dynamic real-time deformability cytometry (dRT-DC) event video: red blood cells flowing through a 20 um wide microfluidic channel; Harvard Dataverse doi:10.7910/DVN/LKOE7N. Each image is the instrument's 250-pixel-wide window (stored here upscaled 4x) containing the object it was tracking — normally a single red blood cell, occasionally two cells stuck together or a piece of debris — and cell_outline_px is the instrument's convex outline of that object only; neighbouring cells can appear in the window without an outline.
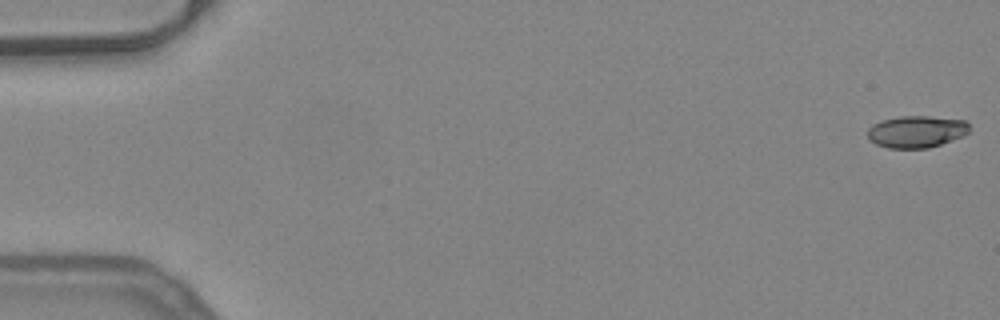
{"species": "common noctule bat (a hibernating species)", "species_latin": "Nyctalus noctula", "temperature_condition": "warm", "stored_images_in_passage": 52, "camera_frame_rate_fps": 3000, "um_per_image_px": 0.085, "animal": {"sex": "female", "body_mass_g": 24.6, "forearm_length_mm": 56.2}, "frame": {"image": 1, "passage_image": 1, "time_ms": 0.0, "image_size_px": [1000, 320], "cell_outline_px": [[968, 132], [964, 136], [928, 148], [888, 148], [876, 144], [868, 140], [868, 128], [872, 124], [880, 120], [900, 116], [928, 116], [964, 120], [968, 124]], "centroid_in_image_um": [77.86, 11.19], "position_along_channel_um": 7.1, "area_um2": 19.02}}
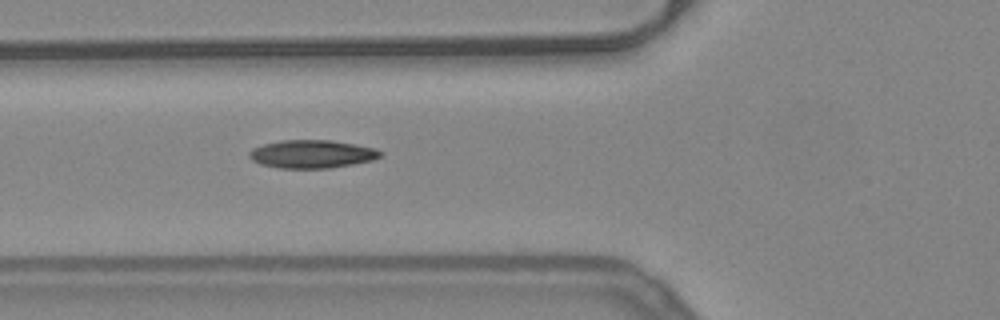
{"frame": {"image": 2, "passage_image": 20, "time_ms": 6.333, "image_size_px": [1000, 320], "cell_outline_px": [[384, 152], [380, 156], [372, 160], [352, 164], [328, 168], [276, 168], [260, 164], [252, 160], [248, 156], [248, 152], [252, 148], [264, 144], [280, 140], [332, 140], [376, 148]], "centroid_in_image_um": [26.49, 13.09], "position_along_channel_um": 99.3, "area_um2": 21.56}}
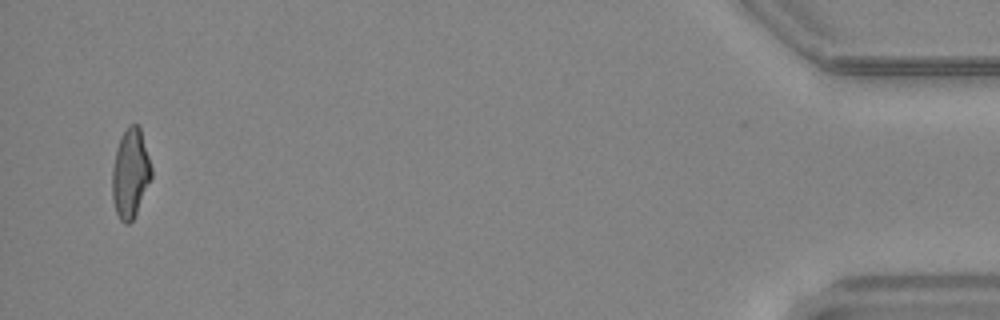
{"frame": {"image": 3, "passage_image": 51, "time_ms": 16.667, "image_size_px": [1000, 320], "cell_outline_px": [[152, 176], [136, 212], [132, 220], [128, 224], [124, 224], [120, 220], [116, 212], [112, 200], [112, 168], [116, 148], [120, 136], [128, 124], [136, 124], [140, 128], [152, 168]], "centroid_in_image_um": [11.06, 14.72], "position_along_channel_um": 424.1, "area_um2": 20.35}, "authors_computed_cell_mechanics": {"area_um2": 20.4034, "velocity_mm_per_s": 3.9715, "shape_relaxation_time_tau1_ms": 9.1668, "shape_relaxation_time_tau2_ms": 1.9969, "deformation_change_tau1": 0.2444, "deformation_change_tau2": 0.0878}}